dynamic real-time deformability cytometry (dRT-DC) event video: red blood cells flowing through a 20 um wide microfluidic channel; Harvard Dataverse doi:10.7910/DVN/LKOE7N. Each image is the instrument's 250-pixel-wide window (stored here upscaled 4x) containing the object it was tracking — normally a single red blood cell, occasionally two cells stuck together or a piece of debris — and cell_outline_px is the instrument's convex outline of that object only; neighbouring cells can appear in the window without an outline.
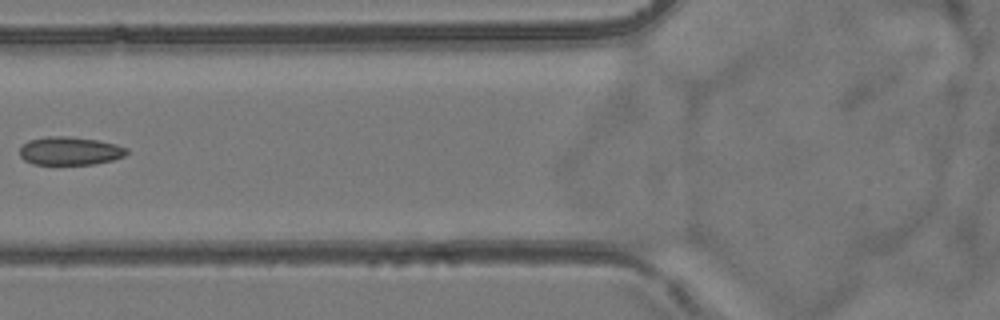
{"species": "common noctule bat (a hibernating species)", "species_latin": "Nyctalus noctula", "temperature_condition": "room temperature", "stored_images_in_passage": 7, "camera_frame_rate_fps": 3000, "um_per_image_px": 0.085, "animal": {"sex": "female", "body_mass_g": 24.6, "forearm_length_mm": 56.2}, "frame": {"image": 1, "passage_image": 5, "time_ms": 4.667, "image_size_px": [1000, 320], "cell_outline_px": [[128, 152], [124, 156], [112, 160], [92, 164], [32, 164], [24, 160], [20, 156], [20, 148], [28, 140], [48, 136], [68, 136], [96, 140], [116, 144], [128, 148]], "centroid_in_image_um": [5.93, 12.82], "position_along_channel_um": 119.9, "area_um2": 17.57}}
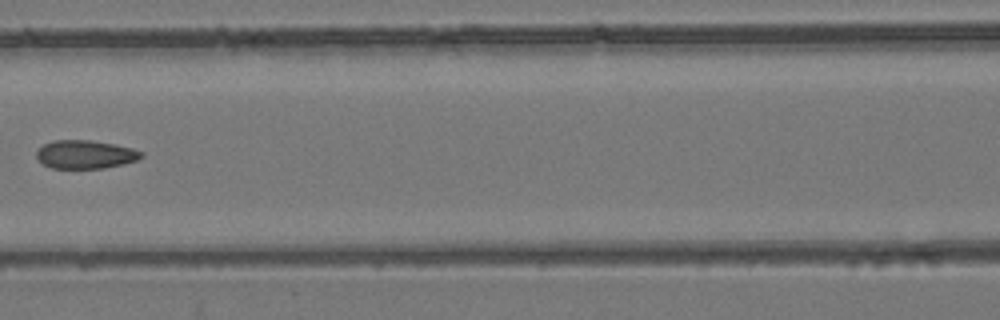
{"frame": {"image": 2, "passage_image": 6, "time_ms": 5.667, "image_size_px": [1000, 320], "cell_outline_px": [[144, 156], [136, 160], [124, 164], [104, 168], [52, 168], [44, 164], [36, 156], [36, 152], [44, 144], [52, 140], [88, 140], [112, 144], [132, 148], [144, 152]], "centroid_in_image_um": [7.27, 13.12], "position_along_channel_um": 159.3, "area_um2": 17.22}}
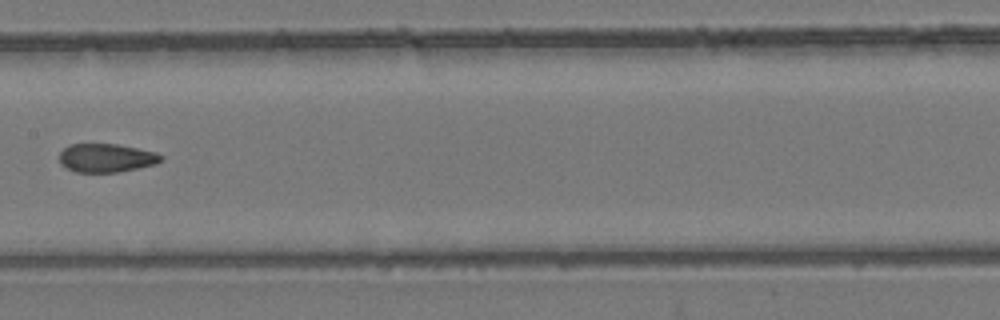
{"frame": {"image": 3, "passage_image": 7, "time_ms": 6.667, "image_size_px": [1000, 320], "cell_outline_px": [[164, 156], [156, 164], [116, 172], [76, 172], [60, 164], [60, 152], [68, 144], [116, 144], [156, 152]], "centroid_in_image_um": [9.02, 13.42], "position_along_channel_um": 198.4, "area_um2": 16.76}}